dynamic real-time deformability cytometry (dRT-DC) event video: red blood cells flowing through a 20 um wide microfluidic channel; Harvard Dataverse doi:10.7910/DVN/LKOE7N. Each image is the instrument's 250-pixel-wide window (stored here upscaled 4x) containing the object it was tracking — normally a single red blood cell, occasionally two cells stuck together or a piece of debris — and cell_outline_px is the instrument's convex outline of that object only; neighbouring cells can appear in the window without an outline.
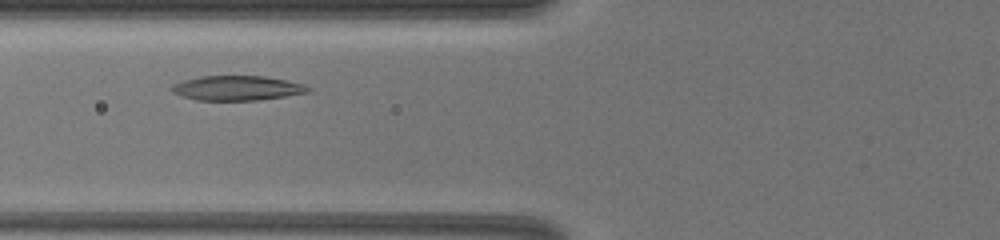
{"species": "common noctule bat (a hibernating species)", "species_latin": "Nyctalus noctula", "temperature_condition": "warm", "stored_images_in_passage": 34, "camera_frame_rate_fps": 3000, "um_per_image_px": 0.085, "animal": {"sex": "female", "body_mass_g": 19.5, "forearm_length_mm": 54.1}, "frame": {"image": 1, "passage_image": 6, "time_ms": 1.333, "image_size_px": [1000, 240], "cell_outline_px": [[312, 88], [308, 92], [284, 96], [256, 100], [196, 100], [172, 92], [168, 88], [172, 84], [184, 80], [200, 76], [264, 76], [288, 80], [304, 84]], "centroid_in_image_um": [20.14, 7.48], "position_along_channel_um": 105.7, "area_um2": 19.59}}
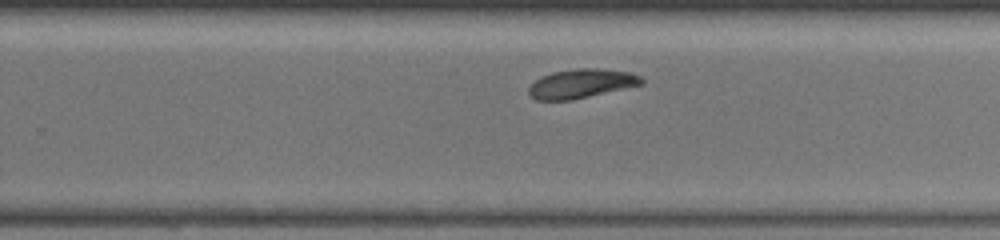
{"frame": {"image": 2, "passage_image": 23, "time_ms": 5.667, "image_size_px": [1000, 240], "cell_outline_px": [[644, 84], [572, 100], [536, 100], [528, 92], [528, 88], [540, 76], [552, 72], [576, 68], [600, 68], [632, 72], [640, 76], [644, 80]], "centroid_in_image_um": [49.44, 7.09], "position_along_channel_um": 280.4, "area_um2": 19.25}}
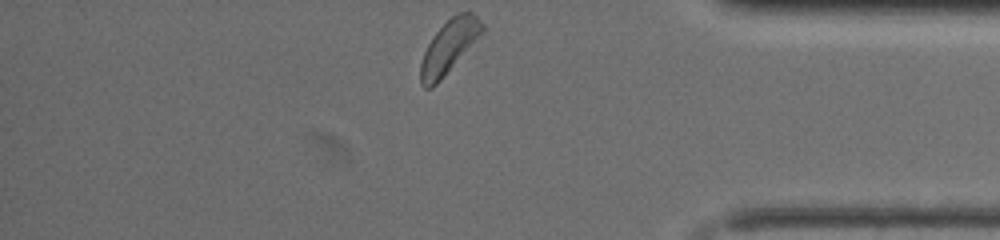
{"frame": {"image": 3, "passage_image": 34, "time_ms": 9.0, "image_size_px": [1000, 240], "cell_outline_px": [[484, 32], [440, 80], [432, 88], [424, 88], [420, 84], [420, 64], [424, 52], [432, 36], [456, 12], [472, 12], [484, 24]], "centroid_in_image_um": [38.16, 3.96], "position_along_channel_um": 397.0, "area_um2": 18.9}, "authors_computed_cell_mechanics": {"area_um2": 19.3052, "velocity_mm_per_s": 4.0448, "shape_relaxation_time_tau1_ms": 2.7687, "shape_relaxation_time_tau2_ms": 4.5199, "deformation_change_tau1": 0.1049, "deformation_change_tau2": 0.0842}}